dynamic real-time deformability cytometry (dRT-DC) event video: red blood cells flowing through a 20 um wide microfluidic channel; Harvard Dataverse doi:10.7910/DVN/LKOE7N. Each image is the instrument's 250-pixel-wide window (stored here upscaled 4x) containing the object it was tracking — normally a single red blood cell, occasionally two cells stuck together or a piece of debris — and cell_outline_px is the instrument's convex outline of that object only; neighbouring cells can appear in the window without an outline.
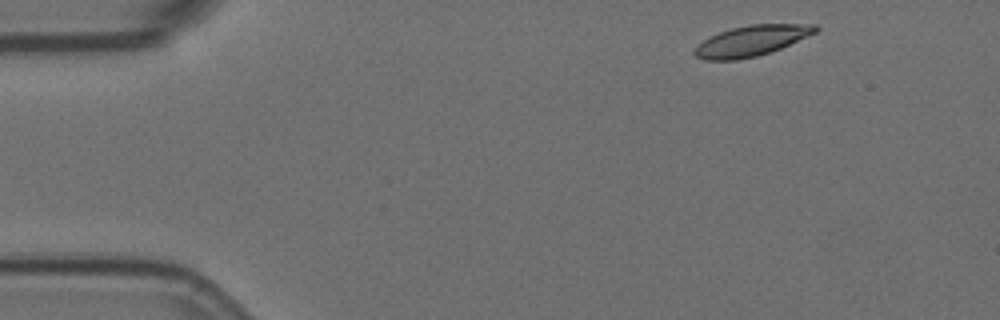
{"species": "Egyptian fruit bat (a non-hibernating species)", "species_latin": "Rousettus aegyptiacus", "temperature_condition": "room temperature", "stored_images_in_passage": 3, "camera_frame_rate_fps": 3000, "um_per_image_px": 0.085, "animal": {"sex": "female"}, "frame": {"image": 1, "passage_image": 1, "time_ms": 0.0, "image_size_px": [1000, 320], "cell_outline_px": [[820, 28], [816, 32], [772, 52], [756, 56], [736, 60], [704, 60], [696, 56], [692, 52], [704, 40], [720, 32], [732, 28], [748, 24], [816, 24]], "centroid_in_image_um": [63.9, 3.46], "position_along_channel_um": 21.1, "area_um2": 21.33}}